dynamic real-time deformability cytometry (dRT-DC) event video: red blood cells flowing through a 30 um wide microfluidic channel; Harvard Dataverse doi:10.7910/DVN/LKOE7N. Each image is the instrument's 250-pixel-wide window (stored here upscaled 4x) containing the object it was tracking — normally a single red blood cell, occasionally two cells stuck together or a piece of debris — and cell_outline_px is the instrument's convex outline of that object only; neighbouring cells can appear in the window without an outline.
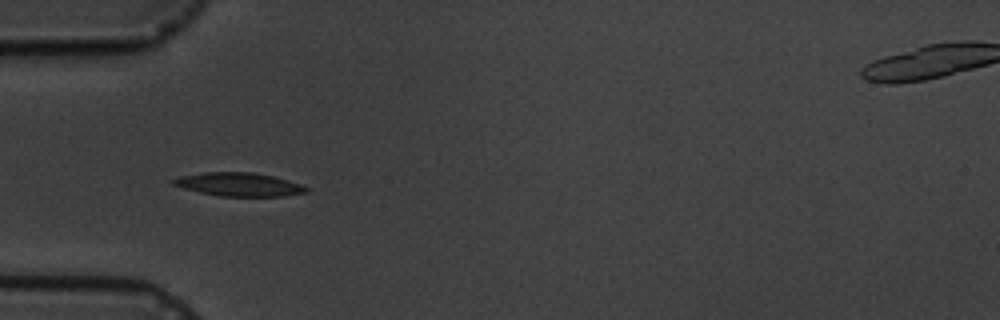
{"species": "common noctule bat (a hibernating species)", "species_latin": "Nyctalus noctula", "temperature_condition": "cold", "stored_images_in_passage": 6, "camera_frame_rate_fps": 3000, "um_per_image_px": 0.085, "animal": {"sex": "male", "body_mass_g": 19.5, "forearm_length_mm": 54.6}, "frame": {"image": 1, "passage_image": 4, "time_ms": 4.333, "image_size_px": [1000, 320], "cell_outline_px": [[308, 192], [284, 196], [220, 196], [200, 192], [184, 188], [172, 184], [168, 180], [180, 176], [204, 172], [252, 172], [272, 176], [288, 180], [300, 184], [308, 188]], "centroid_in_image_um": [20.28, 15.67], "position_along_channel_um": 64.7, "area_um2": 18.15}}
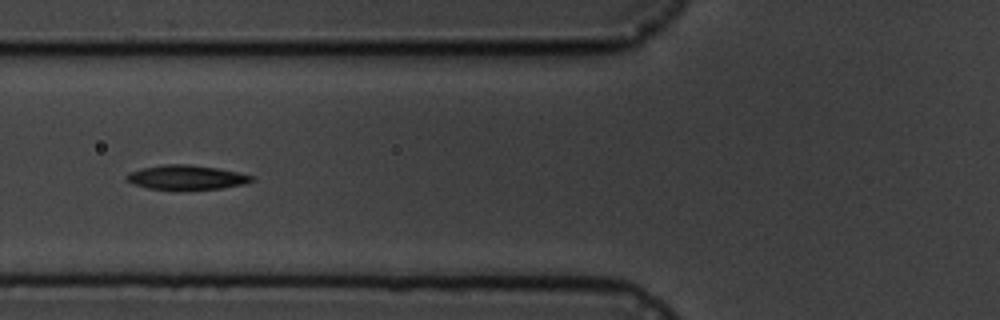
{"frame": {"image": 2, "passage_image": 5, "time_ms": 5.667, "image_size_px": [1000, 320], "cell_outline_px": [[252, 180], [244, 184], [220, 188], [148, 188], [132, 184], [124, 180], [124, 176], [128, 172], [140, 168], [164, 164], [188, 164], [216, 168], [240, 172], [252, 176]], "centroid_in_image_um": [15.76, 15.05], "position_along_channel_um": 110.0, "area_um2": 17.46}}
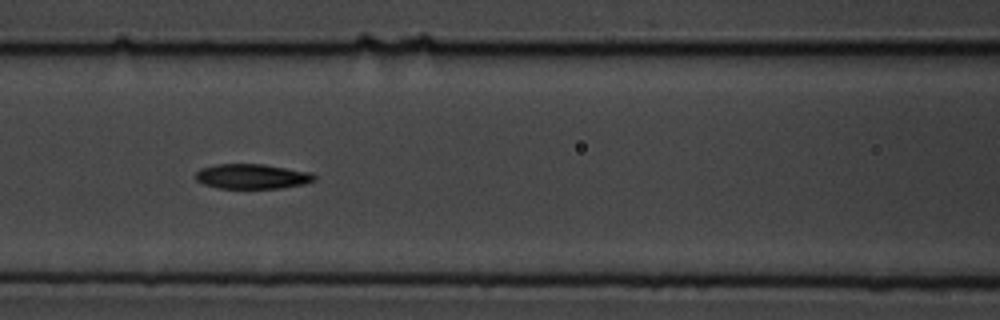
{"frame": {"image": 3, "passage_image": 6, "time_ms": 6.667, "image_size_px": [1000, 320], "cell_outline_px": [[316, 180], [304, 184], [280, 188], [216, 188], [204, 184], [196, 180], [196, 172], [200, 168], [216, 164], [264, 164], [308, 172], [316, 176]], "centroid_in_image_um": [21.4, 14.99], "position_along_channel_um": 145.2, "area_um2": 17.17}}